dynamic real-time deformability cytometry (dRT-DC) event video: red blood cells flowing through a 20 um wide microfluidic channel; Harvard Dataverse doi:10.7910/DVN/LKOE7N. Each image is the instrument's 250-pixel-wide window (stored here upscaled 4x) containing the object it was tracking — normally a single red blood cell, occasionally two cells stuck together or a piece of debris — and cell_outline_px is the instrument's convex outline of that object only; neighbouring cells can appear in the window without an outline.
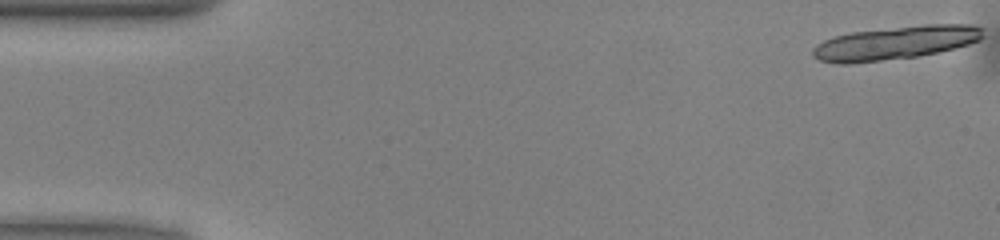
{"species": "common noctule bat (a hibernating species)", "species_latin": "Nyctalus noctula", "temperature_condition": "warm", "stored_images_in_passage": 16, "camera_frame_rate_fps": 3000, "um_per_image_px": 0.085, "animal": {"sex": "male", "body_mass_g": 13.0, "forearm_length_mm": 53.1}, "frame": {"image": 1, "passage_image": 1, "time_ms": 0.0, "image_size_px": [1000, 240], "cell_outline_px": [[984, 36], [980, 40], [968, 44], [936, 52], [916, 56], [848, 64], [836, 64], [820, 60], [812, 56], [812, 48], [816, 44], [824, 40], [836, 36], [852, 32], [924, 24], [972, 24], [984, 28]], "centroid_in_image_um": [76.1, 3.63], "position_along_channel_um": 8.9, "area_um2": 33.06}}